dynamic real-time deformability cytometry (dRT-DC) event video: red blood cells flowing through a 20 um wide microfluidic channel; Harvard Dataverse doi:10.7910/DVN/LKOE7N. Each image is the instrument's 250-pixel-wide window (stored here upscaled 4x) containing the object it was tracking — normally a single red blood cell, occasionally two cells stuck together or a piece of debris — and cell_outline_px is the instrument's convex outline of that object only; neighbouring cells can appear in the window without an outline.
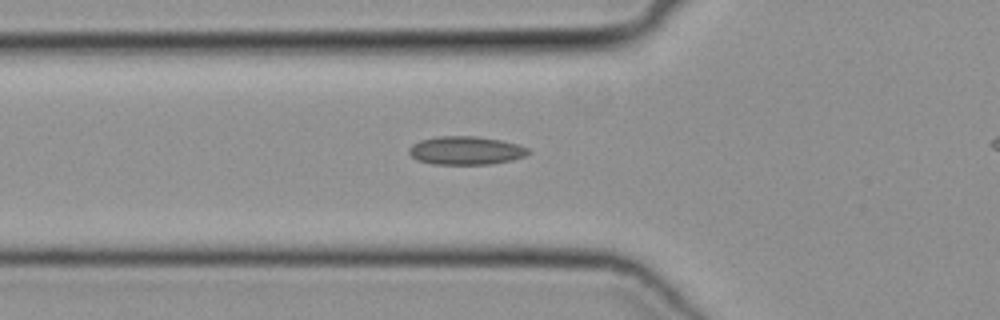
{"species": "common noctule bat (a hibernating species)", "species_latin": "Nyctalus noctula", "temperature_condition": "cold", "stored_images_in_passage": 28, "camera_frame_rate_fps": 3000, "um_per_image_px": 0.085, "animal": {"sex": "female", "body_mass_g": 19.3, "forearm_length_mm": 54.1}, "frame": {"image": 1, "passage_image": 2, "time_ms": 0.333, "image_size_px": [1000, 320], "cell_outline_px": [[528, 152], [524, 156], [512, 160], [488, 164], [432, 164], [416, 160], [408, 152], [408, 148], [412, 144], [420, 140], [436, 136], [476, 136], [500, 140], [516, 144], [528, 148]], "centroid_in_image_um": [39.53, 12.79], "position_along_channel_um": 86.3, "area_um2": 19.65}}
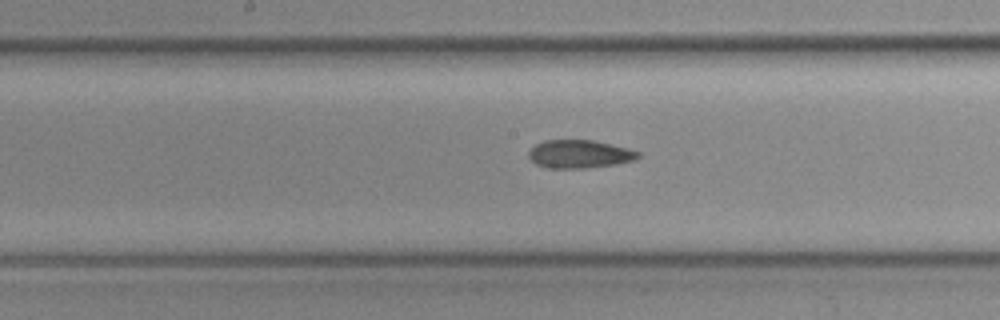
{"frame": {"image": 2, "passage_image": 10, "time_ms": 3.0, "image_size_px": [1000, 320], "cell_outline_px": [[640, 156], [632, 160], [616, 164], [584, 168], [548, 168], [536, 164], [528, 156], [528, 152], [536, 144], [544, 140], [592, 140], [640, 152]], "centroid_in_image_um": [49.21, 13.1], "position_along_channel_um": 199.0, "area_um2": 17.63}}
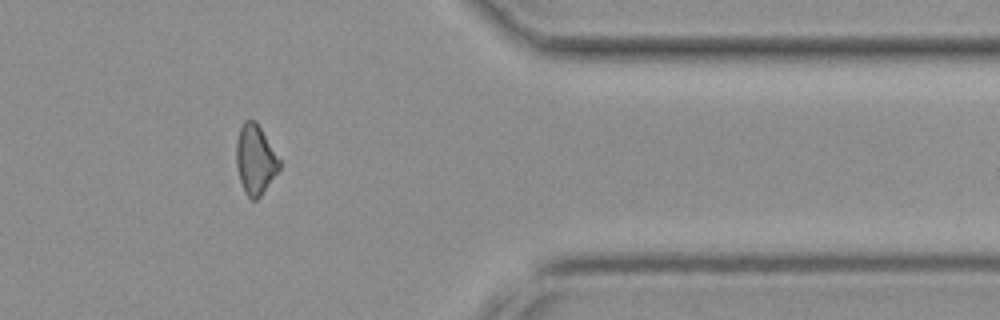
{"frame": {"image": 3, "passage_image": 25, "time_ms": 8.0, "image_size_px": [1000, 320], "cell_outline_px": [[280, 168], [260, 196], [256, 200], [252, 200], [244, 192], [240, 180], [236, 164], [236, 140], [240, 128], [244, 120], [256, 120], [280, 160]], "centroid_in_image_um": [21.68, 13.55], "position_along_channel_um": 389.7, "area_um2": 17.34}}